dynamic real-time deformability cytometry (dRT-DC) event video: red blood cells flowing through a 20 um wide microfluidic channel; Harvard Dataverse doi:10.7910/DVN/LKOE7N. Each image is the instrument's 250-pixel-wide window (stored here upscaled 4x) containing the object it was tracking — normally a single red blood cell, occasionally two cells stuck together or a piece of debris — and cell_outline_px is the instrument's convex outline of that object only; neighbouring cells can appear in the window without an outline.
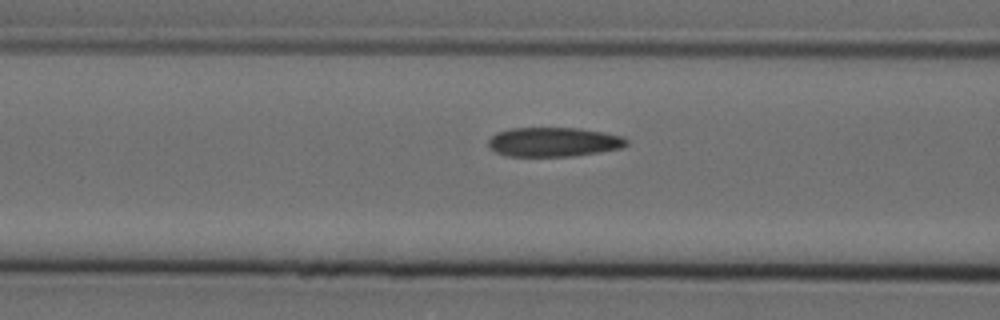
{"species": "Egyptian fruit bat (a non-hibernating species)", "species_latin": "Rousettus aegyptiacus", "temperature_condition": "cold", "stored_images_in_passage": 5, "segment_of_instrument_passage": [1, 2], "camera_frame_rate_fps": 3000, "um_per_image_px": 0.085, "animal": {"sex": "female"}, "frame": {"image": 1, "passage_image": 4, "time_ms": 1.0, "image_size_px": [1000, 320], "cell_outline_px": [[628, 144], [620, 148], [600, 152], [572, 156], [508, 156], [496, 152], [488, 148], [488, 140], [496, 132], [512, 128], [580, 128], [604, 132], [624, 136], [628, 140]], "centroid_in_image_um": [47.06, 12.06], "position_along_channel_um": 119.5, "area_um2": 23.76}}